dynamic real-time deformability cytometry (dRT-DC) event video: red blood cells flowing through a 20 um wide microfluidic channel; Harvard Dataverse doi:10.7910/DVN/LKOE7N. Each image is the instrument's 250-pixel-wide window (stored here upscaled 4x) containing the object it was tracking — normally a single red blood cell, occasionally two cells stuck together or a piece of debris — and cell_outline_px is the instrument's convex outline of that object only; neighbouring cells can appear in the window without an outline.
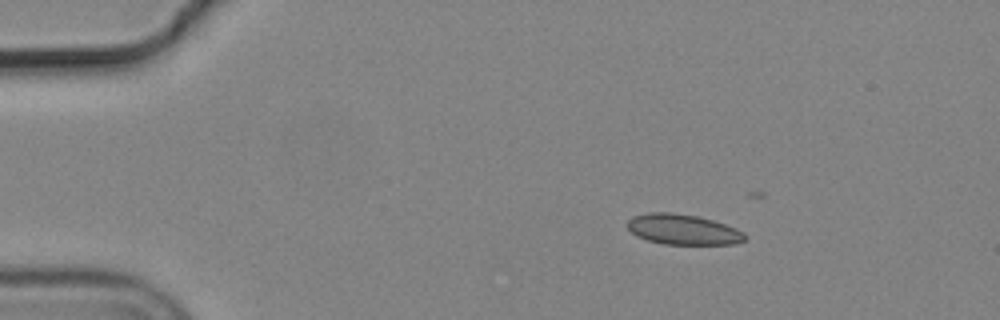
{"species": "common noctule bat (a hibernating species)", "species_latin": "Nyctalus noctula", "temperature_condition": "cold", "stored_images_in_passage": 9, "camera_frame_rate_fps": 3000, "um_per_image_px": 0.085, "animal": {"sex": "male", "body_mass_g": 19.2, "forearm_length_mm": 51.8}, "frame": {"image": 1, "passage_image": 1, "time_ms": 0.0, "image_size_px": [1000, 320], "cell_outline_px": [[748, 236], [744, 240], [736, 244], [664, 244], [648, 240], [636, 236], [628, 228], [628, 220], [632, 216], [648, 212], [672, 212], [696, 216], [712, 220], [736, 228], [744, 232]], "centroid_in_image_um": [58.06, 19.5], "position_along_channel_um": 26.9, "area_um2": 20.81}}